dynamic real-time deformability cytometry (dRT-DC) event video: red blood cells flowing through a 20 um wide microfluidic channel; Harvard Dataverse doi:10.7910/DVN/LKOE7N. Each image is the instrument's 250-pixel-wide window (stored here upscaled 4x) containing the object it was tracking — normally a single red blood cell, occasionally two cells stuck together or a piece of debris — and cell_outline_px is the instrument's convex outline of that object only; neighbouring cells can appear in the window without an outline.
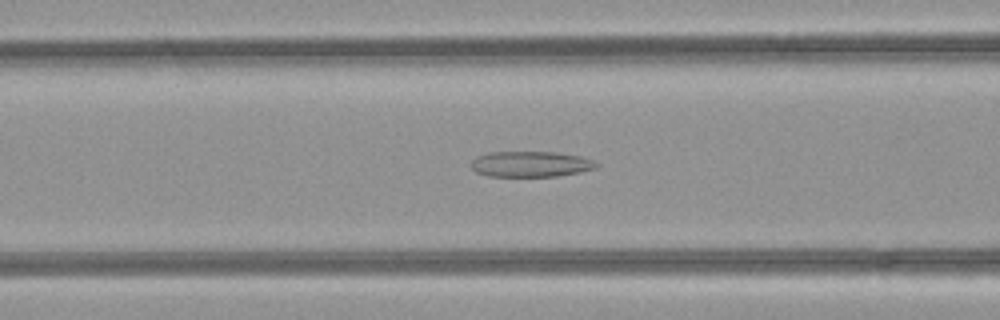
{"species": "common noctule bat (a hibernating species)", "species_latin": "Nyctalus noctula", "temperature_condition": "room temperature", "stored_images_in_passage": 48, "camera_frame_rate_fps": 3000, "um_per_image_px": 0.085, "animal": {"sex": "female", "body_mass_g": 21.9}, "frame": {"image": 1, "passage_image": 18, "time_ms": 5.667, "image_size_px": [1000, 320], "cell_outline_px": [[600, 164], [596, 168], [580, 172], [556, 176], [488, 176], [476, 172], [468, 164], [476, 156], [488, 152], [556, 152], [580, 156], [592, 160]], "centroid_in_image_um": [45.08, 13.94], "position_along_channel_um": 121.5, "area_um2": 18.84}}
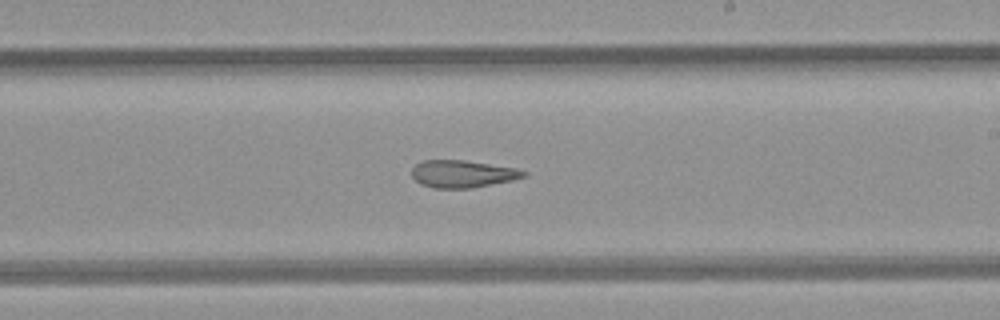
{"frame": {"image": 2, "passage_image": 27, "time_ms": 8.667, "image_size_px": [1000, 320], "cell_outline_px": [[528, 176], [512, 180], [472, 188], [436, 188], [420, 184], [412, 176], [412, 168], [416, 164], [424, 160], [464, 160], [516, 168], [528, 172]], "centroid_in_image_um": [39.34, 14.78], "position_along_channel_um": 249.7, "area_um2": 17.8}}
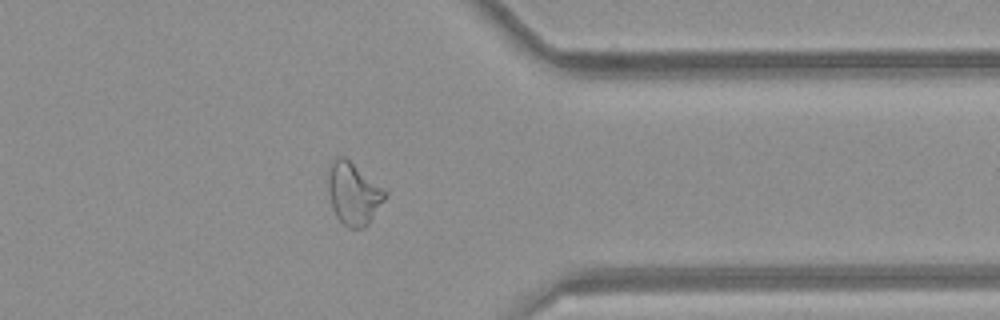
{"frame": {"image": 3, "passage_image": 37, "time_ms": 12.0, "image_size_px": [1000, 320], "cell_outline_px": [[388, 196], [368, 224], [364, 228], [348, 228], [336, 216], [332, 208], [328, 192], [328, 164], [336, 156], [344, 156], [384, 188], [388, 192]], "centroid_in_image_um": [30.04, 16.44], "position_along_channel_um": 381.4, "area_um2": 20.92}, "authors_computed_cell_mechanics": {"area_um2": 22.1663, "velocity_mm_per_s": 4.2705, "shape_relaxation_time_tau1_ms": null, "shape_relaxation_time_tau2_ms": 4.1489, "deformation_change_tau1": null, "deformation_change_tau2": 0.1362}}